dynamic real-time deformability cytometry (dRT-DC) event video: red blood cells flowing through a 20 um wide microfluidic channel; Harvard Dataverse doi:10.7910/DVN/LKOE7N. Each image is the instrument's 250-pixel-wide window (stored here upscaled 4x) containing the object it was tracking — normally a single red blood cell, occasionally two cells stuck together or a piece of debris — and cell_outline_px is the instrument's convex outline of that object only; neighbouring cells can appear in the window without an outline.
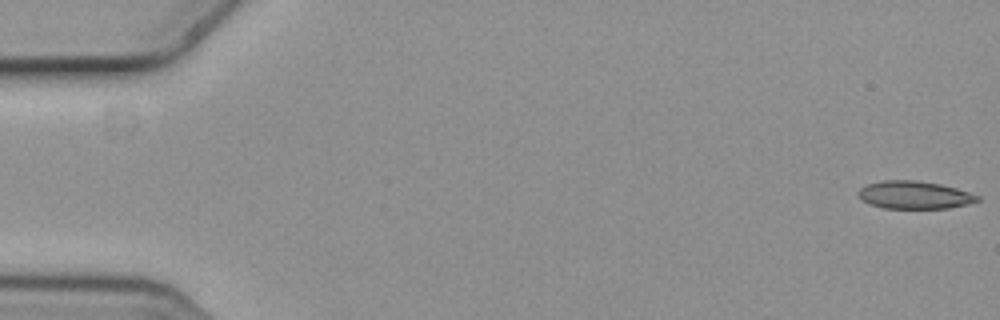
{"species": "common noctule bat (a hibernating species)", "species_latin": "Nyctalus noctula", "temperature_condition": "cold", "stored_images_in_passage": 5, "camera_frame_rate_fps": 3000, "um_per_image_px": 0.085, "animal": {"sex": "female", "body_mass_g": 19.3, "forearm_length_mm": 54.1}, "frame": {"image": 1, "passage_image": 1, "time_ms": 0.0, "image_size_px": [1000, 320], "cell_outline_px": [[980, 200], [968, 204], [948, 208], [884, 208], [860, 200], [860, 188], [868, 184], [884, 180], [916, 180], [940, 184], [956, 188], [980, 196]], "centroid_in_image_um": [77.75, 16.57], "position_along_channel_um": 7.2, "area_um2": 19.07}}
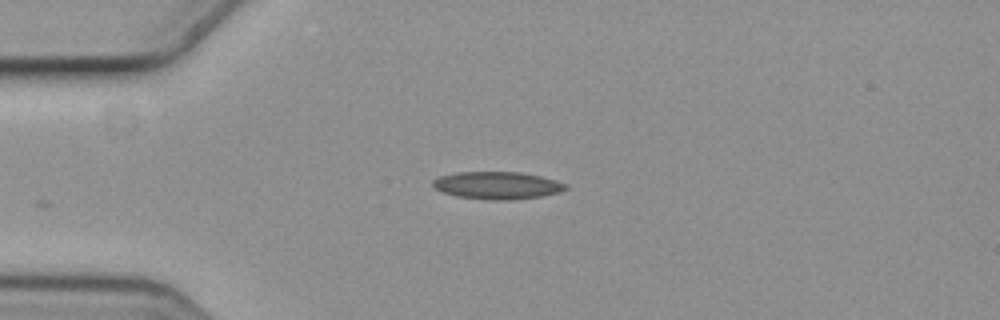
{"frame": {"image": 2, "passage_image": 5, "time_ms": 1.333, "image_size_px": [1000, 320], "cell_outline_px": [[568, 188], [556, 192], [540, 196], [512, 200], [488, 200], [456, 196], [444, 192], [436, 188], [432, 184], [432, 180], [440, 176], [456, 172], [520, 172], [540, 176], [564, 184]], "centroid_in_image_um": [42.2, 15.76], "position_along_channel_um": 42.8, "area_um2": 20.92}}